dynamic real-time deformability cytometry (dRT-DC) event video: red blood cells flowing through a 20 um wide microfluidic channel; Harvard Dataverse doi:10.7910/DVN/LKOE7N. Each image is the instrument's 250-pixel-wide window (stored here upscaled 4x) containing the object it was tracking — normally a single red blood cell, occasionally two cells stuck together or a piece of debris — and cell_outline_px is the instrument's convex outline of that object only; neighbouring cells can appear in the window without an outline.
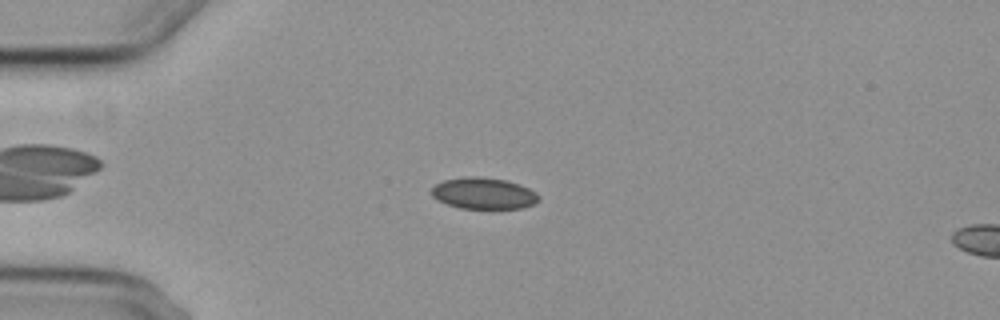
{"species": "common noctule bat (a hibernating species)", "species_latin": "Nyctalus noctula", "temperature_condition": "cold", "stored_images_in_passage": 5, "camera_frame_rate_fps": 3000, "um_per_image_px": 0.085, "animal": {"sex": "female", "body_mass_g": 29.2, "forearm_length_mm": 56.3}, "frame": {"image": 1, "passage_image": 5, "time_ms": 5.0, "image_size_px": [1000, 320], "cell_outline_px": [[540, 196], [532, 204], [520, 208], [460, 208], [436, 200], [432, 196], [432, 188], [436, 184], [444, 180], [468, 176], [480, 176], [508, 180], [520, 184], [536, 192]], "centroid_in_image_um": [41.09, 16.42], "position_along_channel_um": 43.9, "area_um2": 19.54}}